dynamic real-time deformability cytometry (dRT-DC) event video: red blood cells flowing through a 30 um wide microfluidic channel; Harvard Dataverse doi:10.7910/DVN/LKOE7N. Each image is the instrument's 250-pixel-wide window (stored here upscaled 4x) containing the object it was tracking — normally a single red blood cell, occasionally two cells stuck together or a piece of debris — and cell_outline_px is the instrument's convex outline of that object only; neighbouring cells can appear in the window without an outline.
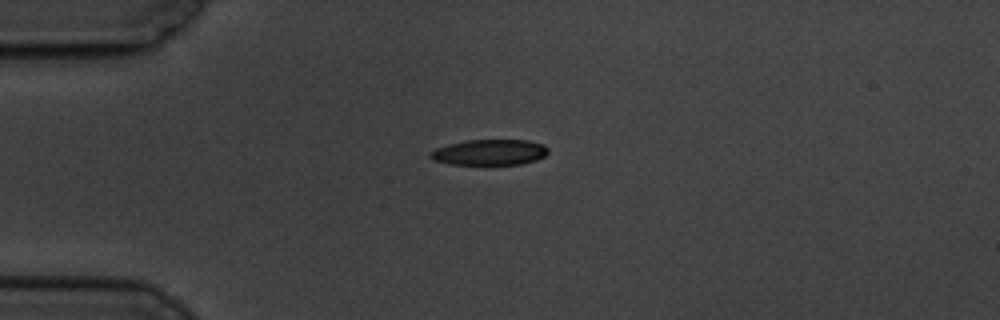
{"species": "common noctule bat (a hibernating species)", "species_latin": "Nyctalus noctula", "temperature_condition": "cold", "stored_images_in_passage": 2, "camera_frame_rate_fps": 3000, "um_per_image_px": 0.085, "animal": {"sex": "male", "body_mass_g": 19.5, "forearm_length_mm": 54.6}, "frame": {"image": 1, "passage_image": 1, "time_ms": 0.0, "image_size_px": [1000, 320], "cell_outline_px": [[548, 152], [544, 156], [536, 160], [520, 164], [452, 164], [432, 160], [428, 156], [428, 152], [436, 148], [448, 144], [464, 140], [528, 140], [544, 144], [548, 148]], "centroid_in_image_um": [41.59, 12.93], "position_along_channel_um": 43.4, "area_um2": 17.74}}